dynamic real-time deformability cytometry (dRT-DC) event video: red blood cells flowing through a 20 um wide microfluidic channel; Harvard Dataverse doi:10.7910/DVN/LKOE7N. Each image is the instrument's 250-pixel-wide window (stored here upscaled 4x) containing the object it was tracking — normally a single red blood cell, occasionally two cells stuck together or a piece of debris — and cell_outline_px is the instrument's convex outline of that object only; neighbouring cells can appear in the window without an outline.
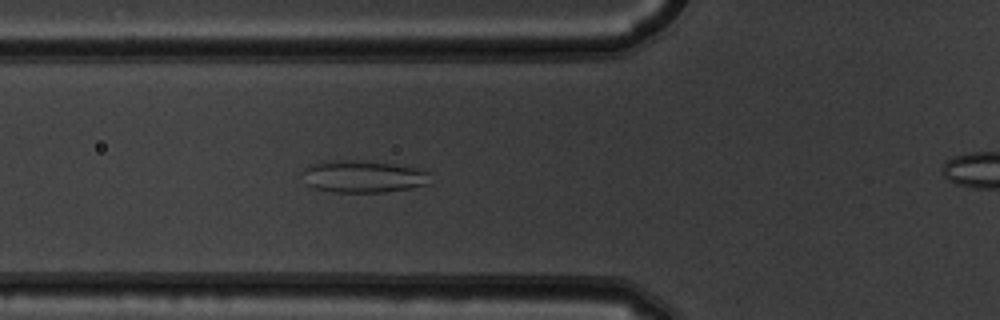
{"species": "common noctule bat (a hibernating species)", "species_latin": "Nyctalus noctula", "temperature_condition": "warm", "stored_images_in_passage": 13, "camera_frame_rate_fps": 3000, "um_per_image_px": 0.085, "animal": {"sex": "male", "body_mass_g": 19.5, "forearm_length_mm": 54.6}, "frame": {"image": 1, "passage_image": 6, "time_ms": 1.667, "image_size_px": [1000, 320], "cell_outline_px": [[432, 184], [412, 188], [384, 192], [332, 192], [312, 188], [308, 184], [300, 172], [304, 168], [320, 160], [352, 160], [424, 168], [428, 172]], "centroid_in_image_um": [30.88, 15.01], "position_along_channel_um": 94.9, "area_um2": 24.33}}
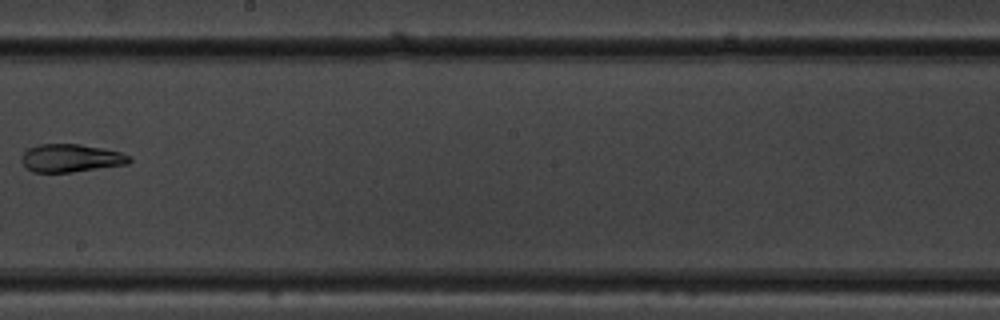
{"frame": {"image": 2, "passage_image": 11, "time_ms": 3.333, "image_size_px": [1000, 320], "cell_outline_px": [[132, 160], [128, 164], [72, 172], [32, 172], [20, 160], [20, 156], [28, 148], [40, 144], [80, 144], [120, 152], [132, 156]], "centroid_in_image_um": [6.03, 13.44], "position_along_channel_um": 242.2, "area_um2": 17.57}}